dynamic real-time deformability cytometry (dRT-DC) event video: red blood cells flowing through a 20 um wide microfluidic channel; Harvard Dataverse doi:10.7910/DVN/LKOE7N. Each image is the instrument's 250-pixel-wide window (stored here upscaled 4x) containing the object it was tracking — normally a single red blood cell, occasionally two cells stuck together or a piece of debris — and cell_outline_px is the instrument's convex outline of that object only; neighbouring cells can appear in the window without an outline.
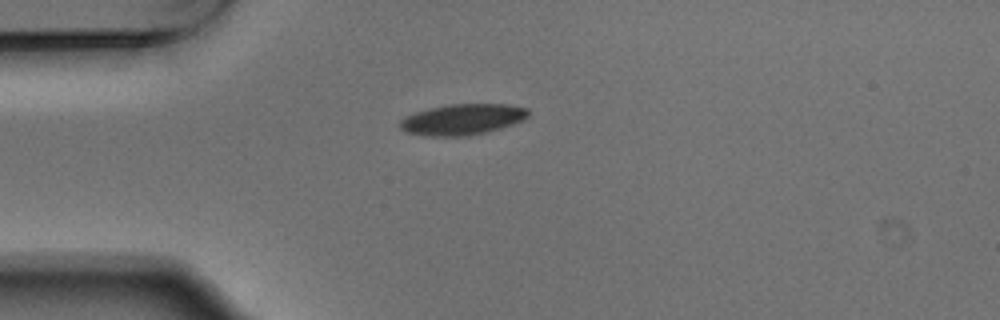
{"species": "Egyptian fruit bat (a non-hibernating species)", "species_latin": "Rousettus aegyptiacus", "temperature_condition": "warm", "stored_images_in_passage": 5, "camera_frame_rate_fps": 3000, "um_per_image_px": 0.085, "animal": {"sex": "male"}, "frame": {"image": 1, "passage_image": 5, "time_ms": 1.333, "image_size_px": [1000, 320], "cell_outline_px": [[528, 116], [524, 120], [500, 128], [468, 136], [424, 136], [408, 132], [400, 128], [400, 120], [404, 116], [416, 112], [432, 108], [452, 104], [508, 104], [528, 108]], "centroid_in_image_um": [39.31, 10.15], "position_along_channel_um": 45.7, "area_um2": 22.95}}